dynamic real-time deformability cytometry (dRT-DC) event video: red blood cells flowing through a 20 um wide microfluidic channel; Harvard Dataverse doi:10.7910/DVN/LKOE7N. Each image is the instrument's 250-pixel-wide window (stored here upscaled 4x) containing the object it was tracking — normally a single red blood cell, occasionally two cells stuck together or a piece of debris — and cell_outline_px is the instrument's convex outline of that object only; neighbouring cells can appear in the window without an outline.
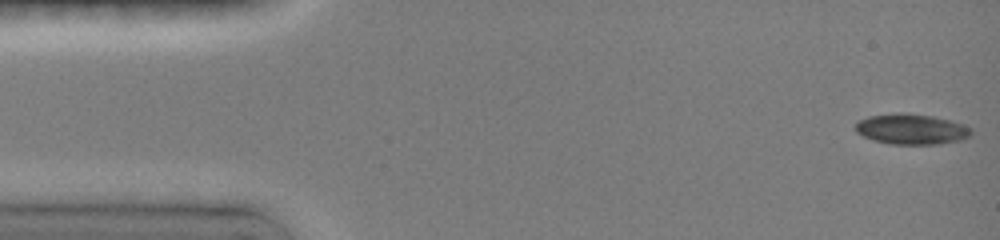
{"species": "common noctule bat (a hibernating species)", "species_latin": "Nyctalus noctula", "temperature_condition": "room temperature", "stored_images_in_passage": 60, "camera_frame_rate_fps": 3000, "um_per_image_px": 0.085, "animal": {"sex": "female", "body_mass_g": 19.0, "forearm_length_mm": 51.5}, "frame": {"image": 1, "passage_image": 1, "time_ms": 0.0, "image_size_px": [1000, 240], "cell_outline_px": [[972, 132], [968, 136], [960, 140], [936, 144], [888, 144], [872, 140], [856, 132], [856, 120], [868, 116], [896, 112], [900, 112], [932, 116], [948, 120], [972, 128]], "centroid_in_image_um": [77.4, 10.97], "position_along_channel_um": 7.6, "area_um2": 20.52}}
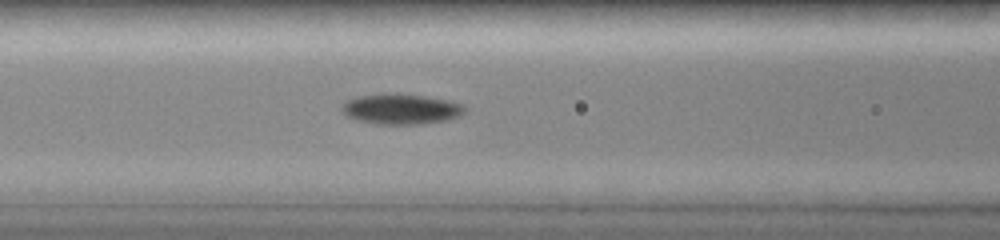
{"frame": {"image": 2, "passage_image": 32, "time_ms": 6.0, "image_size_px": [1000, 240], "cell_outline_px": [[464, 112], [460, 116], [448, 120], [420, 124], [376, 124], [356, 120], [348, 116], [340, 108], [348, 100], [360, 96], [424, 96], [448, 100], [464, 104]], "centroid_in_image_um": [34.15, 9.32], "position_along_channel_um": 132.5, "area_um2": 20.87}}
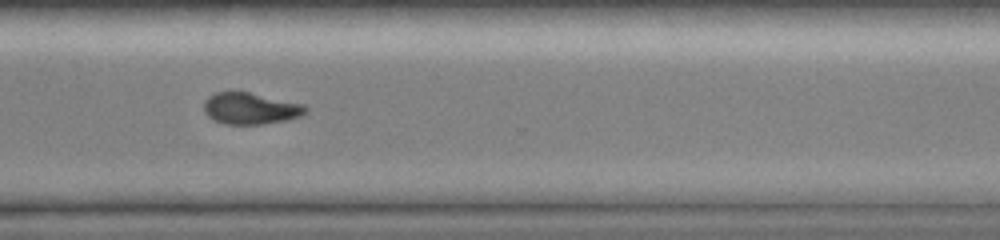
{"frame": {"image": 3, "passage_image": 59, "time_ms": 11.333, "image_size_px": [1000, 240], "cell_outline_px": [[308, 112], [300, 116], [288, 120], [264, 124], [224, 124], [208, 116], [204, 112], [204, 100], [208, 96], [216, 92], [248, 92], [304, 104], [308, 108]], "centroid_in_image_um": [21.31, 9.22], "position_along_channel_um": 349.3, "area_um2": 18.73}}